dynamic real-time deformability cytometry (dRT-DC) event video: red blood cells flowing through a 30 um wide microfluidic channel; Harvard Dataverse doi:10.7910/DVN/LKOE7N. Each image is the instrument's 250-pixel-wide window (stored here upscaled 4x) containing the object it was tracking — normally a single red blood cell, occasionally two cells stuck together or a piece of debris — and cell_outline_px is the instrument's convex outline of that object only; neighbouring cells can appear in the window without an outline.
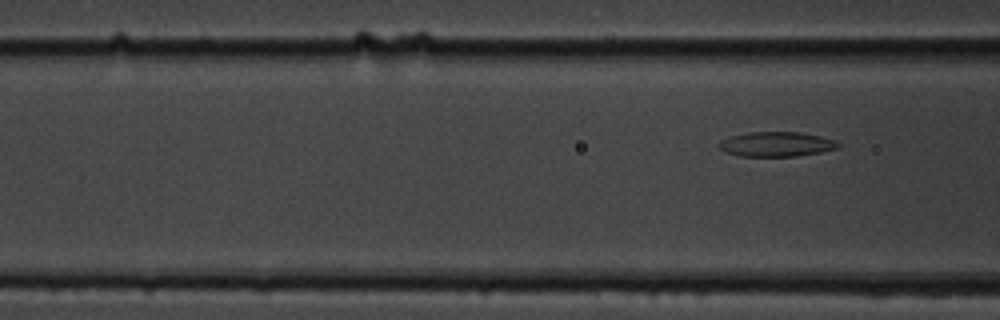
{"species": "common noctule bat (a hibernating species)", "species_latin": "Nyctalus noctula", "temperature_condition": "cold", "stored_images_in_passage": 7, "segment_of_instrument_passage": [2, 2], "camera_frame_rate_fps": 3000, "um_per_image_px": 0.085, "animal": {"sex": "male", "body_mass_g": 19.5, "forearm_length_mm": 54.6}, "frame": {"image": 1, "passage_image": 7, "time_ms": 7.667, "image_size_px": [1000, 320], "cell_outline_px": [[840, 148], [820, 152], [796, 156], [740, 156], [724, 152], [716, 144], [720, 140], [732, 136], [748, 132], [800, 132], [820, 136], [836, 140], [840, 144]], "centroid_in_image_um": [65.99, 12.25], "position_along_channel_um": 100.6, "area_um2": 17.28}}